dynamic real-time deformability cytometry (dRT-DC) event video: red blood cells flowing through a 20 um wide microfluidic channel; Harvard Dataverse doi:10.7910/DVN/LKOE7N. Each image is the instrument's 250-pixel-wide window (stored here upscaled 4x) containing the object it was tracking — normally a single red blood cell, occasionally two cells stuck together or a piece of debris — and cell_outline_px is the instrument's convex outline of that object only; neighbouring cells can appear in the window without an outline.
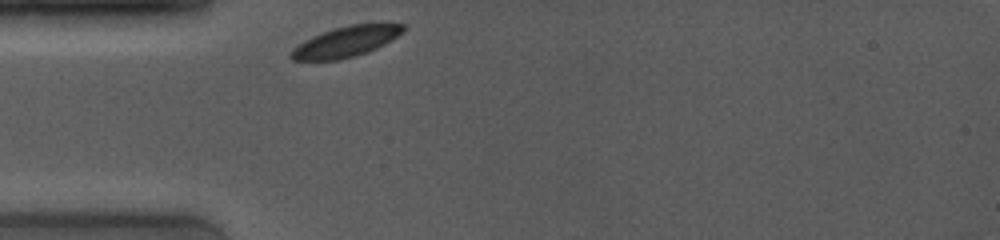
{"species": "common noctule bat (a hibernating species)", "species_latin": "Nyctalus noctula", "temperature_condition": "room temperature", "stored_images_in_passage": 20, "camera_frame_rate_fps": 4000, "um_per_image_px": 0.085, "animal": {"sex": "female", "body_mass_g": 19.0, "forearm_length_mm": 53.3}, "frame": {"image": 1, "passage_image": 1, "time_ms": 0.0, "image_size_px": [1000, 240], "cell_outline_px": [[404, 32], [392, 40], [368, 52], [336, 60], [292, 60], [288, 56], [292, 48], [304, 40], [312, 36], [348, 24], [404, 24]], "centroid_in_image_um": [29.37, 3.55], "position_along_channel_um": 55.6, "area_um2": 19.77}}
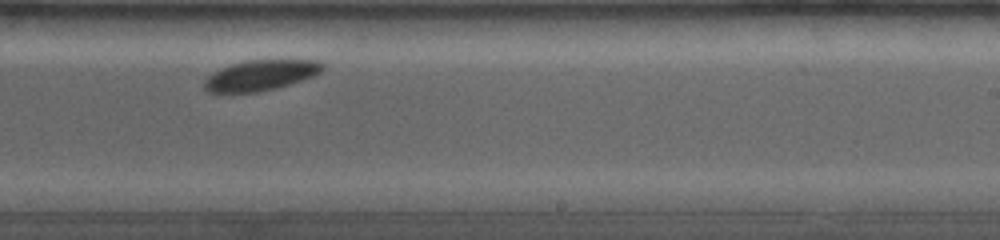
{"frame": {"image": 2, "passage_image": 12, "time_ms": 5.75, "image_size_px": [1000, 240], "cell_outline_px": [[324, 68], [320, 72], [312, 76], [276, 88], [256, 92], [208, 92], [204, 88], [204, 80], [212, 72], [220, 68], [232, 64], [248, 60], [320, 60], [324, 64]], "centroid_in_image_um": [22.14, 6.39], "position_along_channel_um": 266.9, "area_um2": 20.81}}
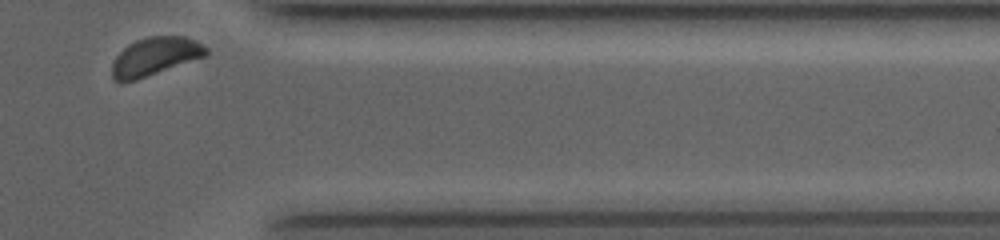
{"frame": {"image": 3, "passage_image": 20, "time_ms": 9.25, "image_size_px": [1000, 240], "cell_outline_px": [[208, 56], [136, 80], [120, 84], [112, 80], [112, 64], [116, 56], [128, 44], [136, 40], [148, 36], [184, 36], [208, 48]], "centroid_in_image_um": [13.15, 4.83], "position_along_channel_um": 398.2, "area_um2": 21.15}}